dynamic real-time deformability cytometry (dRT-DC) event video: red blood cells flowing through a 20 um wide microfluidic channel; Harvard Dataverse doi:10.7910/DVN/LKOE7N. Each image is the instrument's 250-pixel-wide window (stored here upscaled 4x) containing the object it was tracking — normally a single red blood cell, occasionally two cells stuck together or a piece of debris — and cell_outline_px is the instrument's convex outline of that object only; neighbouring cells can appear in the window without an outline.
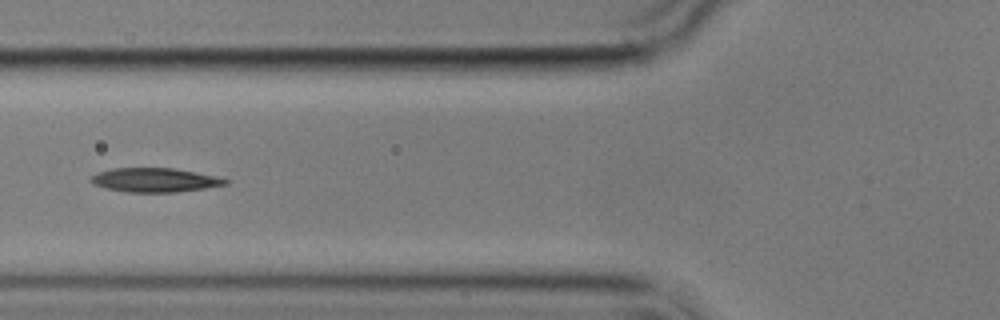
{"species": "common noctule bat (a hibernating species)", "species_latin": "Nyctalus noctula", "temperature_condition": "cold", "stored_images_in_passage": 4, "camera_frame_rate_fps": 3000, "um_per_image_px": 0.085, "animal": {"sex": "male", "body_mass_g": 17.9}, "frame": {"image": 1, "passage_image": 2, "time_ms": 1.0, "image_size_px": [1000, 320], "cell_outline_px": [[232, 180], [228, 184], [204, 188], [176, 192], [124, 192], [104, 188], [92, 184], [88, 180], [88, 176], [96, 172], [112, 168], [172, 168], [224, 176]], "centroid_in_image_um": [13.17, 15.29], "position_along_channel_um": 112.6, "area_um2": 19.48}}
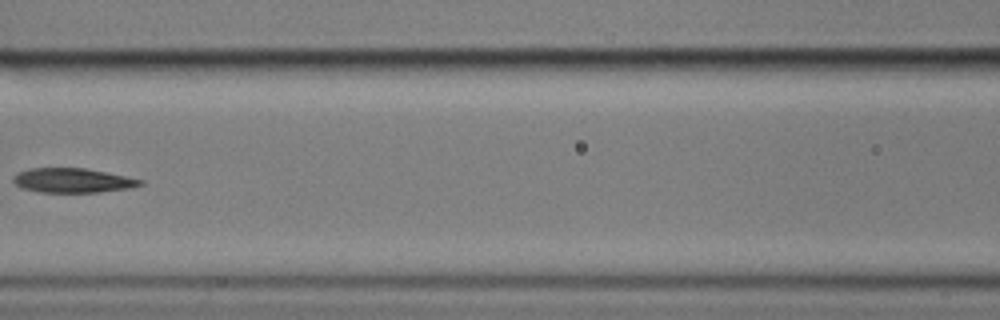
{"frame": {"image": 2, "passage_image": 3, "time_ms": 2.333, "image_size_px": [1000, 320], "cell_outline_px": [[144, 184], [128, 188], [100, 192], [40, 192], [24, 188], [16, 184], [12, 180], [12, 176], [28, 168], [84, 168], [144, 180]], "centroid_in_image_um": [6.16, 15.33], "position_along_channel_um": 160.4, "area_um2": 17.86}}
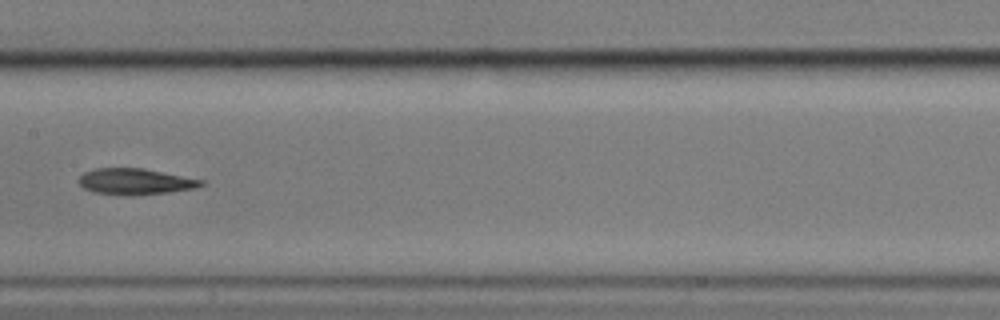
{"frame": {"image": 3, "passage_image": 4, "time_ms": 3.333, "image_size_px": [1000, 320], "cell_outline_px": [[204, 184], [196, 188], [168, 192], [132, 196], [128, 196], [96, 192], [84, 188], [80, 184], [80, 176], [84, 172], [96, 168], [144, 168], [204, 180]], "centroid_in_image_um": [11.52, 15.43], "position_along_channel_um": 195.9, "area_um2": 18.55}}